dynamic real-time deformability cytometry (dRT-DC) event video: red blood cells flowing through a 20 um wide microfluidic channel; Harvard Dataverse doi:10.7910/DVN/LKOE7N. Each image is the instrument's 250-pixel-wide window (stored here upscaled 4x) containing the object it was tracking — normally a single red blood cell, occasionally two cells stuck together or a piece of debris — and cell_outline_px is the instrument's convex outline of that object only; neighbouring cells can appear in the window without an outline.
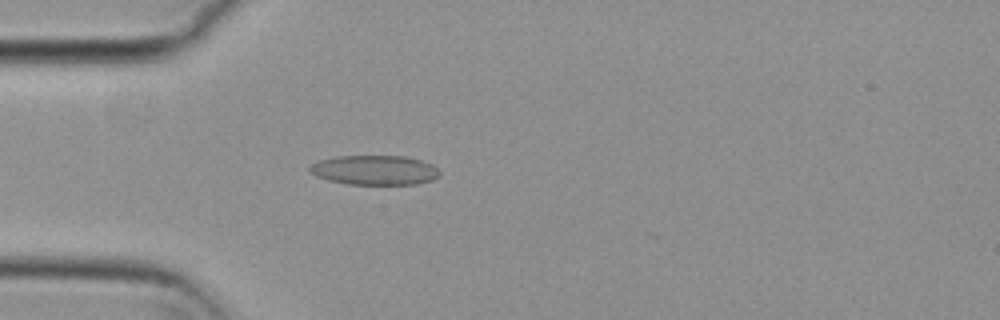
{"species": "common noctule bat (a hibernating species)", "species_latin": "Nyctalus noctula", "temperature_condition": "cold", "stored_images_in_passage": 48, "camera_frame_rate_fps": 3000, "um_per_image_px": 0.085, "animal": {"sex": "female", "body_mass_g": 29.2, "forearm_length_mm": 56.3}, "frame": {"image": 1, "passage_image": 14, "time_ms": 4.333, "image_size_px": [1000, 320], "cell_outline_px": [[440, 176], [432, 180], [416, 184], [348, 184], [328, 180], [316, 176], [308, 172], [308, 168], [312, 164], [320, 160], [336, 156], [404, 156], [420, 160], [432, 164], [440, 172]], "centroid_in_image_um": [31.83, 14.46], "position_along_channel_um": 53.2, "area_um2": 22.43}}
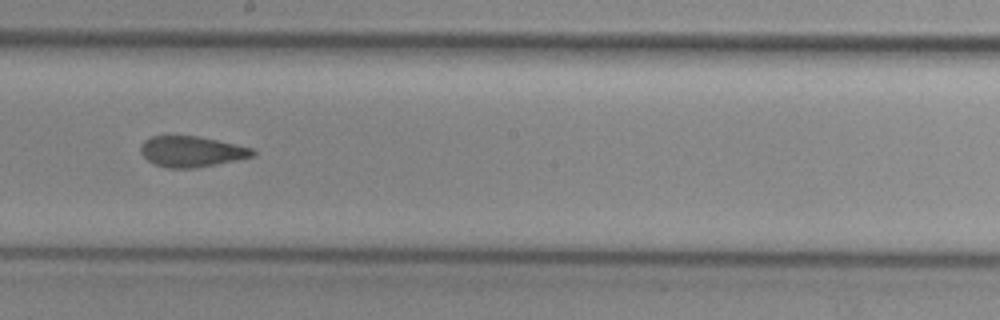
{"frame": {"image": 2, "passage_image": 29, "time_ms": 9.333, "image_size_px": [1000, 320], "cell_outline_px": [[256, 156], [196, 168], [168, 168], [156, 164], [148, 160], [140, 152], [140, 148], [144, 140], [152, 136], [200, 136], [236, 144], [252, 148], [256, 152]], "centroid_in_image_um": [16.31, 12.88], "position_along_channel_um": 231.9, "area_um2": 20.06}}
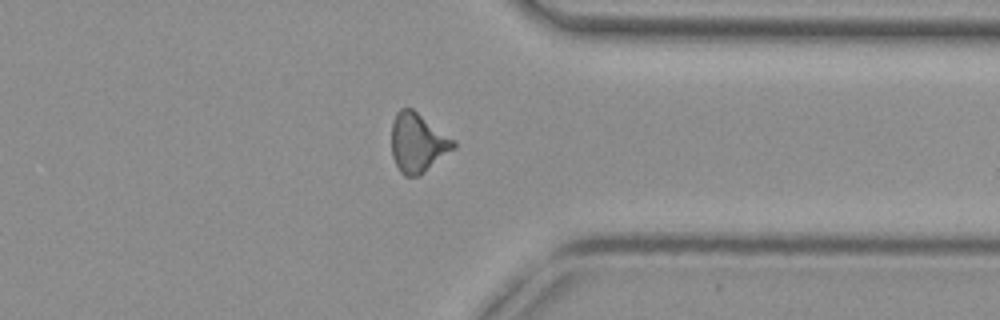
{"frame": {"image": 3, "passage_image": 41, "time_ms": 13.333, "image_size_px": [1000, 320], "cell_outline_px": [[456, 148], [420, 176], [404, 176], [400, 172], [392, 156], [392, 120], [396, 112], [400, 108], [412, 108], [456, 140]], "centroid_in_image_um": [35.53, 12.14], "position_along_channel_um": 375.9, "area_um2": 21.68}, "authors_computed_cell_mechanics": {"area_um2": 21.0392, "velocity_mm_per_s": 3.7279, "shape_relaxation_time_tau1_ms": null, "shape_relaxation_time_tau2_ms": 2.6429, "deformation_change_tau1": null, "deformation_change_tau2": 0.0983}}